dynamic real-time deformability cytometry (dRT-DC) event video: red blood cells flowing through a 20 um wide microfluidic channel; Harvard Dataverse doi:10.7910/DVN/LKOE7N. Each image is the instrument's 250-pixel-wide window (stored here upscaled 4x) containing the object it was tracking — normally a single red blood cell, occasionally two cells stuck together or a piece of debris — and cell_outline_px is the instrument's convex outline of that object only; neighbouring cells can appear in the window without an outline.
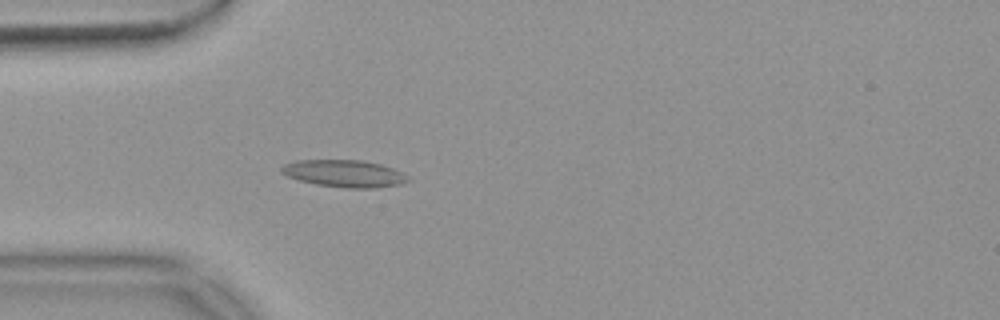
{"species": "common noctule bat (a hibernating species)", "species_latin": "Nyctalus noctula", "temperature_condition": "warm", "stored_images_in_passage": 48, "camera_frame_rate_fps": 3000, "um_per_image_px": 0.085, "animal": {"sex": "female", "body_mass_g": 18.4}, "frame": {"image": 1, "passage_image": 9, "time_ms": 2.667, "image_size_px": [1000, 320], "cell_outline_px": [[412, 180], [400, 184], [376, 188], [344, 188], [316, 184], [300, 180], [288, 176], [280, 172], [280, 168], [284, 164], [296, 160], [364, 160], [380, 164], [392, 168], [408, 176]], "centroid_in_image_um": [29.27, 14.75], "position_along_channel_um": 55.7, "area_um2": 20.06}}
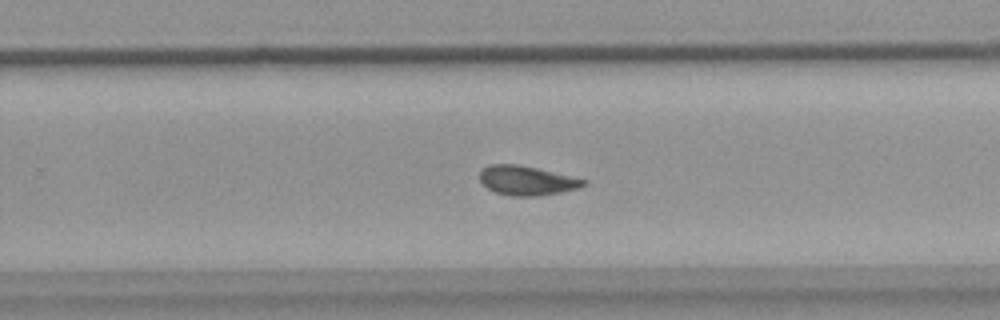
{"frame": {"image": 2, "passage_image": 28, "time_ms": 9.0, "image_size_px": [1000, 320], "cell_outline_px": [[588, 184], [580, 188], [560, 192], [536, 196], [512, 196], [496, 192], [488, 188], [480, 180], [480, 172], [488, 164], [516, 164], [536, 168], [588, 180]], "centroid_in_image_um": [44.8, 15.34], "position_along_channel_um": 285.0, "area_um2": 17.63}}
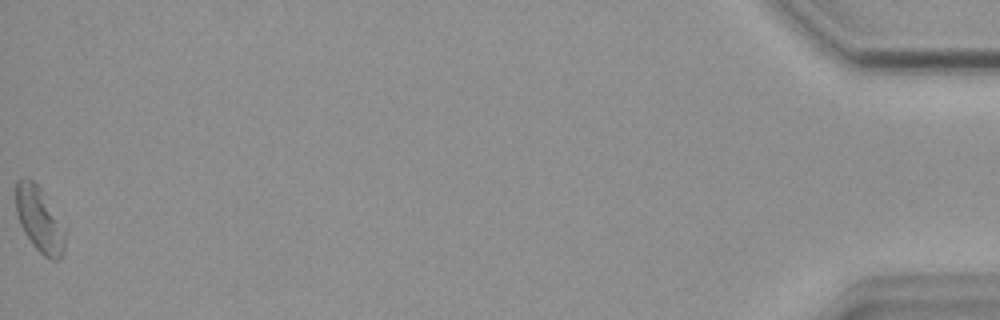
{"frame": {"image": 3, "passage_image": 48, "time_ms": 15.667, "image_size_px": [1000, 320], "cell_outline_px": [[64, 252], [60, 260], [52, 260], [44, 256], [32, 244], [24, 232], [20, 224], [16, 212], [16, 180], [24, 176], [28, 176], [40, 188], [64, 232]], "centroid_in_image_um": [3.29, 18.66], "position_along_channel_um": 431.9, "area_um2": 18.09}, "authors_computed_cell_mechanics": {"area_um2": 17.8602, "velocity_mm_per_s": 3.7148, "shape_relaxation_time_tau1_ms": null, "shape_relaxation_time_tau2_ms": 2.9602, "deformation_change_tau1": null, "deformation_change_tau2": 0.1013}}